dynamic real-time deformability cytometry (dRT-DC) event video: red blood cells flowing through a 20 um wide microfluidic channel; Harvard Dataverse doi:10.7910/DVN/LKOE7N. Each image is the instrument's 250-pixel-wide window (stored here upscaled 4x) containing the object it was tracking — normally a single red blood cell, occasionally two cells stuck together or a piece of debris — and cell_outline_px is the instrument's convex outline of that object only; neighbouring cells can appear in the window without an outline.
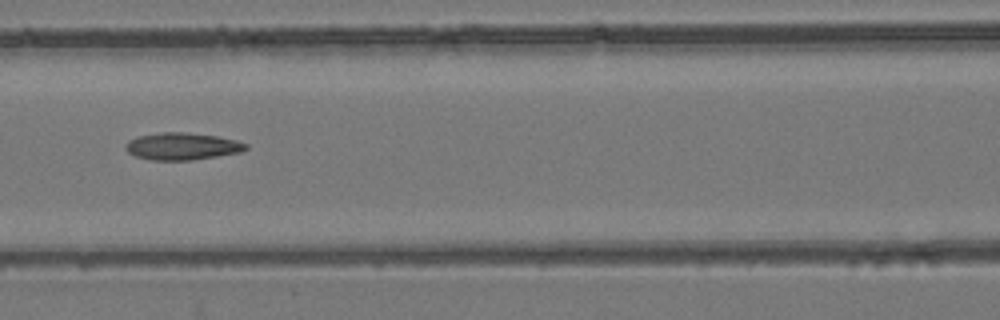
{"species": "common noctule bat (a hibernating species)", "species_latin": "Nyctalus noctula", "temperature_condition": "room temperature", "stored_images_in_passage": 7, "camera_frame_rate_fps": 3000, "um_per_image_px": 0.085, "animal": {"sex": "female", "body_mass_g": 24.6, "forearm_length_mm": 56.2}, "frame": {"image": 1, "passage_image": 7, "time_ms": 6.667, "image_size_px": [1000, 320], "cell_outline_px": [[248, 148], [240, 152], [192, 160], [152, 160], [136, 156], [128, 152], [124, 148], [124, 144], [128, 140], [136, 136], [160, 132], [184, 132], [216, 136], [236, 140], [248, 144]], "centroid_in_image_um": [15.44, 12.43], "position_along_channel_um": 151.2, "area_um2": 19.07}}